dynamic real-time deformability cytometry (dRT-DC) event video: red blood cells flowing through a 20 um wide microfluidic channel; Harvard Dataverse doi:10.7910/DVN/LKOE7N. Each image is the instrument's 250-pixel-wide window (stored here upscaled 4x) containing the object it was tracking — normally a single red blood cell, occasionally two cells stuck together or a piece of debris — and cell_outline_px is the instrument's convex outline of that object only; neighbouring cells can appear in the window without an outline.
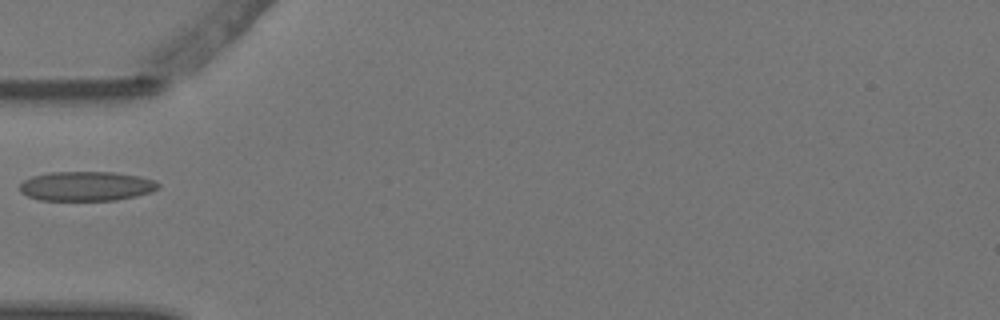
{"species": "Egyptian fruit bat (a non-hibernating species)", "species_latin": "Rousettus aegyptiacus", "temperature_condition": "warm", "stored_images_in_passage": 1, "camera_frame_rate_fps": 3000, "um_per_image_px": 0.085, "animal": {"sex": "female"}, "frame": {"image": 1, "passage_image": 1, "time_ms": 0.0, "image_size_px": [1000, 320], "cell_outline_px": [[160, 188], [152, 192], [136, 196], [116, 200], [40, 200], [28, 196], [20, 192], [20, 184], [24, 180], [32, 176], [48, 172], [112, 172], [140, 176], [156, 180], [160, 184]], "centroid_in_image_um": [7.37, 15.82], "position_along_channel_um": 77.6, "area_um2": 23.99}}